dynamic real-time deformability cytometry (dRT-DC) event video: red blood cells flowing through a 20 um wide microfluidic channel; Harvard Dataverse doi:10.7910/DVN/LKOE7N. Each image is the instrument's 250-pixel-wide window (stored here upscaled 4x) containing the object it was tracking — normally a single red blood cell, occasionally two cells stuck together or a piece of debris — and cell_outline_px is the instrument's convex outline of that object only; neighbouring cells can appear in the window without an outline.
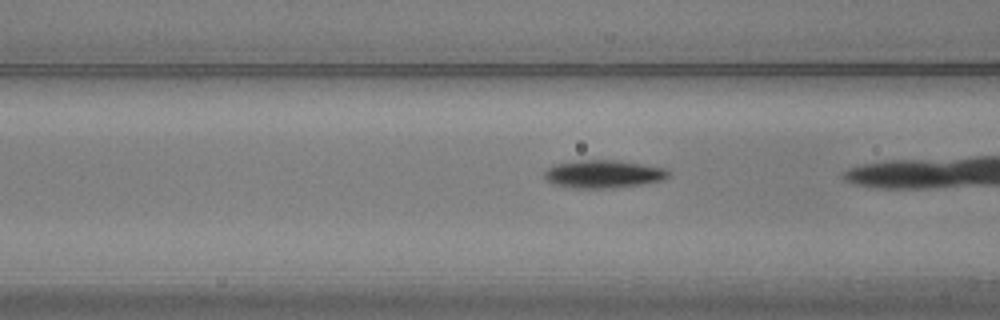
{"species": "common noctule bat (a hibernating species)", "species_latin": "Nyctalus noctula", "temperature_condition": "warm", "stored_images_in_passage": 8, "camera_frame_rate_fps": 3000, "um_per_image_px": 0.085, "animal": {"sex": "male", "body_mass_g": 20.5, "forearm_length_mm": 52.5}, "frame": {"image": 1, "passage_image": 4, "time_ms": 1.0, "image_size_px": [1000, 320], "cell_outline_px": [[672, 176], [664, 180], [640, 184], [612, 188], [572, 188], [552, 184], [544, 180], [544, 172], [548, 168], [556, 164], [580, 160], [616, 160], [664, 168]], "centroid_in_image_um": [51.26, 14.8], "position_along_channel_um": 115.3, "area_um2": 20.17}}
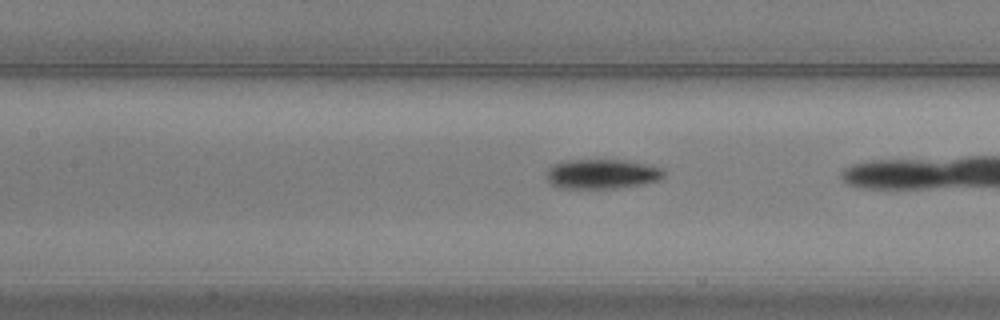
{"frame": {"image": 2, "passage_image": 7, "time_ms": 2.0, "image_size_px": [1000, 320], "cell_outline_px": [[664, 176], [660, 180], [640, 184], [616, 188], [560, 188], [552, 184], [548, 180], [544, 172], [548, 168], [564, 160], [624, 160], [644, 164], [660, 168], [664, 172]], "centroid_in_image_um": [51.12, 14.79], "position_along_channel_um": 156.3, "area_um2": 20.11}}